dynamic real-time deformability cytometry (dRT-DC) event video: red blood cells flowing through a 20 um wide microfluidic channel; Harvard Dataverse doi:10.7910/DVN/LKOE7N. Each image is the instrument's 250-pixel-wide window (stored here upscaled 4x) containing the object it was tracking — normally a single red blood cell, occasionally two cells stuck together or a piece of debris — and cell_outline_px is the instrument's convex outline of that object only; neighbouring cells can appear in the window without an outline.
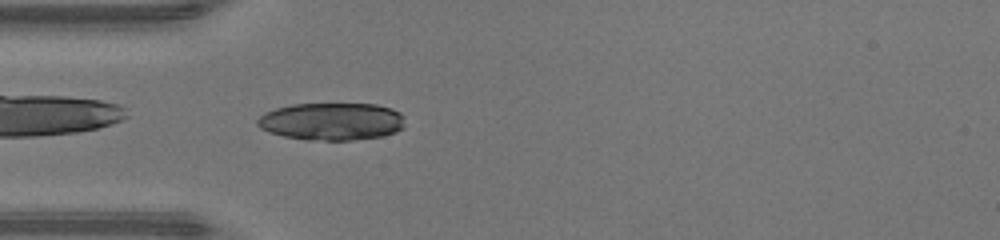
{"species": "human", "species_latin": "Homo sapiens", "temperature_condition": "warm", "stored_images_in_passage": 34, "camera_frame_rate_fps": 3000, "um_per_image_px": 0.085, "donor": {"sex": "male"}, "frame": {"image": 1, "passage_image": 1, "time_ms": 0.0, "image_size_px": [1000, 240], "cell_outline_px": [[404, 128], [396, 132], [384, 136], [352, 140], [308, 140], [284, 136], [268, 132], [260, 128], [256, 124], [256, 120], [264, 112], [276, 108], [292, 104], [376, 104], [392, 108], [400, 112], [404, 116]], "centroid_in_image_um": [28.21, 10.32], "position_along_channel_um": 56.8, "area_um2": 32.6}}
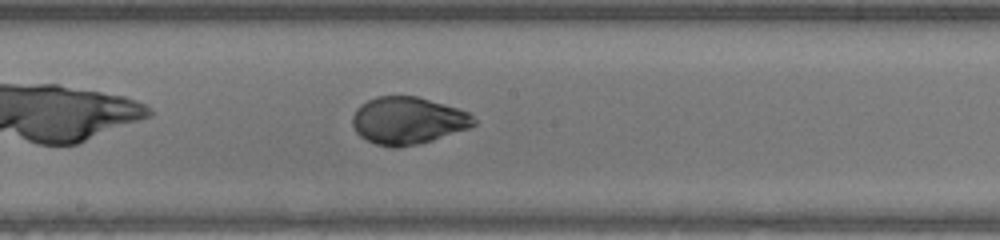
{"frame": {"image": 2, "passage_image": 12, "time_ms": 3.667, "image_size_px": [1000, 240], "cell_outline_px": [[476, 124], [468, 128], [432, 140], [400, 148], [392, 148], [376, 144], [360, 136], [356, 132], [352, 124], [352, 116], [356, 108], [360, 104], [376, 96], [416, 96], [444, 104], [468, 112], [476, 120]], "centroid_in_image_um": [34.63, 10.25], "position_along_channel_um": 213.6, "area_um2": 33.35}}
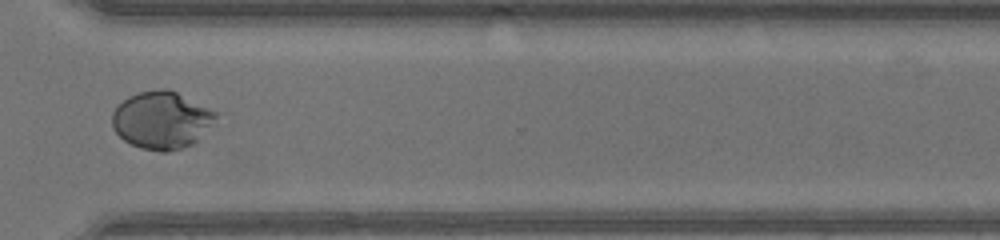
{"frame": {"image": 3, "passage_image": 22, "time_ms": 7.0, "image_size_px": [1000, 240], "cell_outline_px": [[220, 112], [196, 140], [192, 144], [168, 152], [160, 152], [140, 148], [124, 140], [112, 128], [112, 112], [128, 96], [140, 92], [160, 88], [168, 88]], "centroid_in_image_um": [13.71, 10.19], "position_along_channel_um": 356.9, "area_um2": 34.51}, "authors_computed_cell_mechanics": {"area_um2": 33.7552, "velocity_mm_per_s": 4.317, "shape_relaxation_time_tau1_ms": 5.0458, "shape_relaxation_time_tau2_ms": null, "deformation_change_tau1": 0.2858, "deformation_change_tau2": null}}